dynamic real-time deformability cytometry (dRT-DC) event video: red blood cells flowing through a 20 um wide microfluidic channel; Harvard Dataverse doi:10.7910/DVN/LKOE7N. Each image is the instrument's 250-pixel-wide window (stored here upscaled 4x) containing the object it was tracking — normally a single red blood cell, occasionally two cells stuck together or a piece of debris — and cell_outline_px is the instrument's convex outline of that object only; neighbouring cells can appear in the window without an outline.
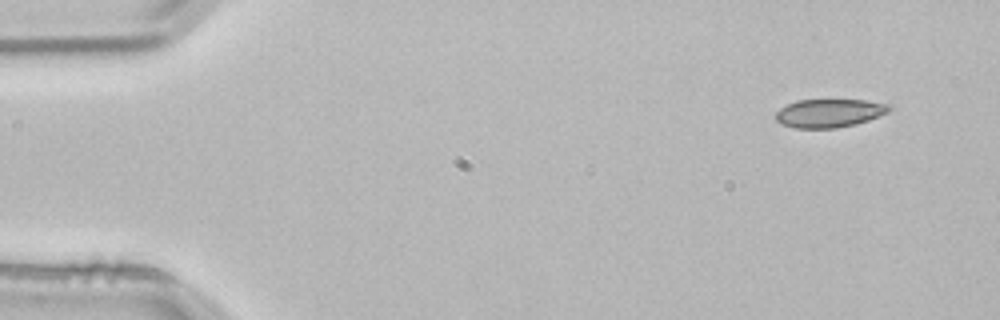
{"species": "common noctule bat (a hibernating species)", "species_latin": "Nyctalus noctula", "temperature_condition": "room temperature", "stored_images_in_passage": 2, "camera_frame_rate_fps": 3000, "um_per_image_px": 0.085, "animal": {"sex": "male", "body_mass_g": 21.5, "forearm_length_mm": 52.0}, "frame": {"image": 1, "passage_image": 1, "time_ms": 0.0, "image_size_px": [1000, 320], "cell_outline_px": [[892, 108], [888, 112], [868, 120], [856, 124], [836, 128], [792, 128], [780, 124], [776, 120], [776, 112], [780, 108], [796, 100], [864, 100], [892, 104]], "centroid_in_image_um": [70.49, 9.62], "position_along_channel_um": 14.5, "area_um2": 18.9}}